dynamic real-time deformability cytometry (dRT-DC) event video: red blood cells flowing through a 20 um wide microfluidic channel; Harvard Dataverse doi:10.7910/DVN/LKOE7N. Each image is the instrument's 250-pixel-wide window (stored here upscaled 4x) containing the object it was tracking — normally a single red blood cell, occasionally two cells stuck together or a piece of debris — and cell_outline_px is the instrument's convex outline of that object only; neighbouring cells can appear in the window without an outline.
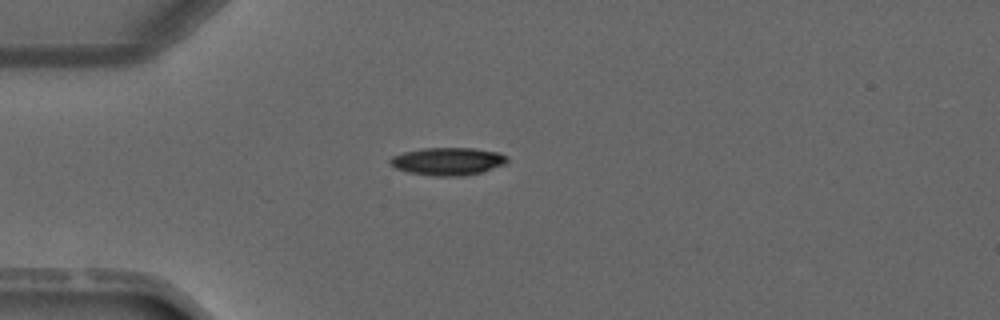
{"species": "common noctule bat (a hibernating species)", "species_latin": "Nyctalus noctula", "temperature_condition": "warm", "stored_images_in_passage": 1, "camera_frame_rate_fps": 3000, "um_per_image_px": 0.085, "animal": {"sex": "male", "forearm_length_mm": 52.5}, "frame": {"image": 1, "passage_image": 1, "time_ms": 0.0, "image_size_px": [1000, 320], "cell_outline_px": [[508, 160], [504, 164], [484, 172], [464, 176], [436, 176], [408, 172], [396, 168], [388, 160], [392, 156], [404, 152], [420, 148], [476, 148], [500, 152], [508, 156]], "centroid_in_image_um": [38.11, 13.71], "position_along_channel_um": 46.9, "area_um2": 19.07}}